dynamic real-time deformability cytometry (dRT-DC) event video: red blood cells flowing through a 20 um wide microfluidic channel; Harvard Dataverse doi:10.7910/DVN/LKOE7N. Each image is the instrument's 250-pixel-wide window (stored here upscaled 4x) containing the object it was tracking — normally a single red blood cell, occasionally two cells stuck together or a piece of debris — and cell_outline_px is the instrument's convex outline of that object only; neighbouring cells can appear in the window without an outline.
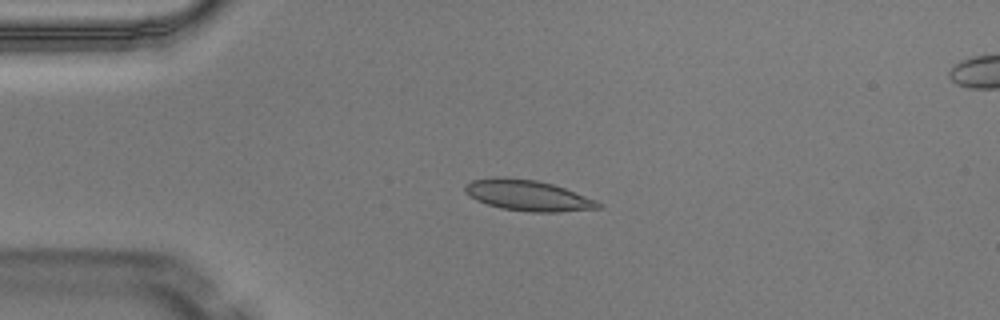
{"species": "Egyptian fruit bat (a non-hibernating species)", "species_latin": "Rousettus aegyptiacus", "temperature_condition": "warm", "stored_images_in_passage": 5, "camera_frame_rate_fps": 3000, "um_per_image_px": 0.085, "animal": {"sex": "male"}, "frame": {"image": 1, "passage_image": 4, "time_ms": 1.0, "image_size_px": [1000, 320], "cell_outline_px": [[604, 204], [600, 208], [556, 212], [532, 212], [500, 208], [476, 200], [468, 196], [464, 192], [464, 184], [472, 180], [496, 176], [504, 176], [536, 180], [552, 184], [564, 188], [596, 200]], "centroid_in_image_um": [44.82, 16.6], "position_along_channel_um": 40.2, "area_um2": 24.04}}